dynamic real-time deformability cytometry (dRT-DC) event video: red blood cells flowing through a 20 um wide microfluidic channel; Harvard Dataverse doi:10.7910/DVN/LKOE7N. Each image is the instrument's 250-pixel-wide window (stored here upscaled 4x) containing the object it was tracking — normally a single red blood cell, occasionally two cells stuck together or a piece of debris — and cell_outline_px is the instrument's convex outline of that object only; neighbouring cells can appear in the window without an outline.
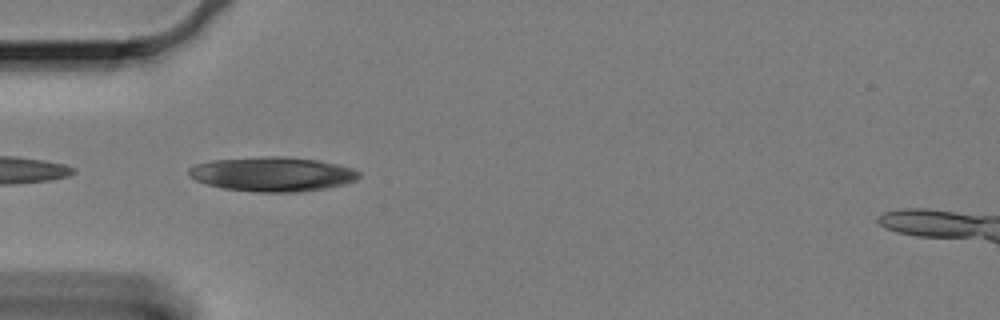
{"species": "Egyptian fruit bat (a non-hibernating species)", "species_latin": "Rousettus aegyptiacus", "temperature_condition": "cold", "stored_images_in_passage": 44, "camera_frame_rate_fps": 3000, "um_per_image_px": 0.085, "animal": {"sex": "female"}, "frame": {"image": 1, "passage_image": 2, "time_ms": 0.333, "image_size_px": [1000, 320], "cell_outline_px": [[360, 176], [356, 180], [324, 188], [304, 192], [256, 192], [224, 188], [208, 184], [196, 180], [188, 172], [188, 168], [196, 164], [212, 160], [264, 156], [284, 156], [320, 160], [352, 168], [360, 172]], "centroid_in_image_um": [23.17, 14.79], "position_along_channel_um": 61.8, "area_um2": 34.04}}
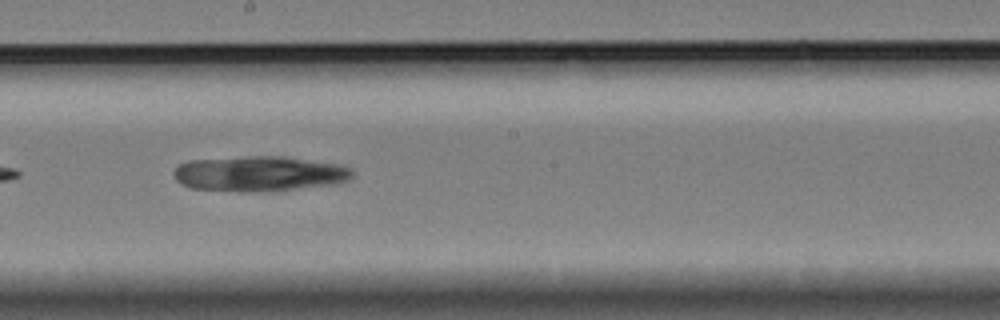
{"frame": {"image": 2, "passage_image": 17, "time_ms": 5.333, "image_size_px": [1000, 320], "cell_outline_px": [[352, 176], [348, 180], [332, 184], [296, 188], [244, 192], [236, 192], [192, 188], [180, 184], [176, 180], [172, 172], [176, 164], [188, 160], [248, 156], [284, 156], [336, 164], [352, 168]], "centroid_in_image_um": [21.94, 14.75], "position_along_channel_um": 226.3, "area_um2": 36.65}}
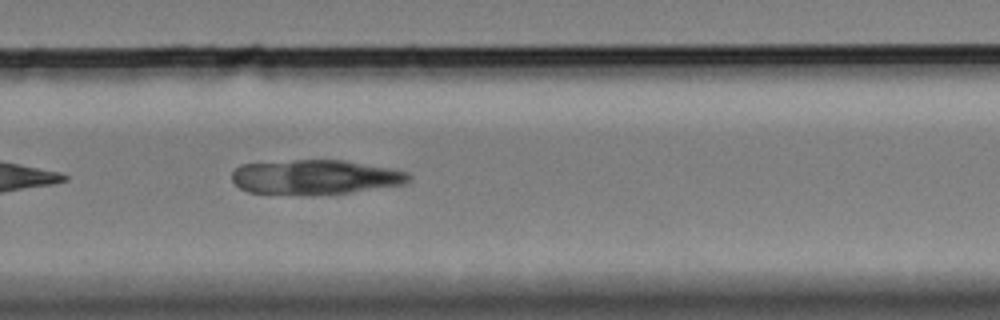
{"frame": {"image": 3, "passage_image": 24, "time_ms": 7.667, "image_size_px": [1000, 320], "cell_outline_px": [[412, 176], [404, 184], [352, 192], [312, 196], [300, 196], [248, 192], [240, 188], [232, 180], [232, 172], [240, 164], [296, 160], [344, 160], [392, 168], [408, 172]], "centroid_in_image_um": [26.78, 15.07], "position_along_channel_um": 303.0, "area_um2": 36.3}}